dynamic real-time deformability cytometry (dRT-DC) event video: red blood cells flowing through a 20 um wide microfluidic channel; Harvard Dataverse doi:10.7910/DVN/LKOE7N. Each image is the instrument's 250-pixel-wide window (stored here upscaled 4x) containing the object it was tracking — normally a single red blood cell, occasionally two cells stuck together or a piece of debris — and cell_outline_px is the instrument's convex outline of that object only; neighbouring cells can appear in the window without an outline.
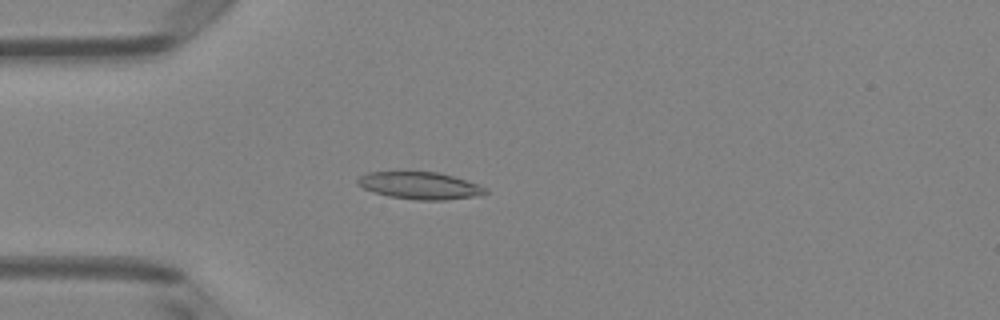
{"species": "Egyptian fruit bat (a non-hibernating species)", "species_latin": "Rousettus aegyptiacus", "temperature_condition": "room temperature", "stored_images_in_passage": 50, "camera_frame_rate_fps": 3000, "um_per_image_px": 0.085, "animal": {"sex": "female"}, "frame": {"image": 1, "passage_image": 14, "time_ms": 4.333, "image_size_px": [1000, 320], "cell_outline_px": [[488, 192], [480, 196], [444, 200], [416, 200], [388, 196], [364, 188], [356, 184], [356, 180], [360, 176], [368, 172], [436, 172], [452, 176], [488, 188]], "centroid_in_image_um": [35.7, 15.78], "position_along_channel_um": 49.3, "area_um2": 20.11}}
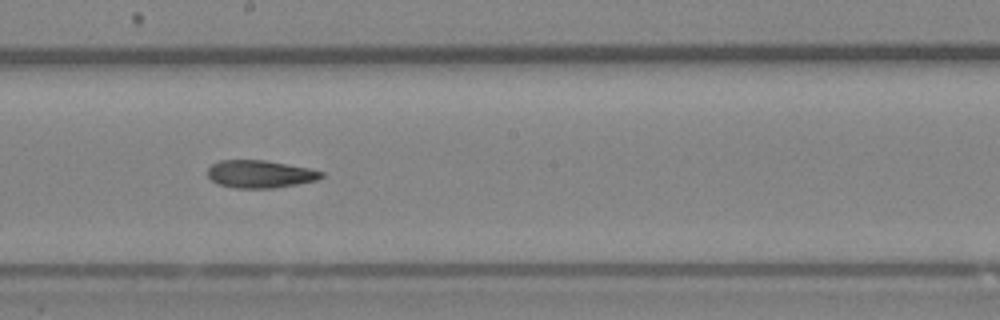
{"frame": {"image": 2, "passage_image": 28, "time_ms": 9.0, "image_size_px": [1000, 320], "cell_outline_px": [[324, 176], [316, 180], [276, 188], [236, 188], [216, 184], [208, 176], [208, 168], [212, 164], [220, 160], [264, 160], [308, 168], [324, 172]], "centroid_in_image_um": [22.08, 14.8], "position_along_channel_um": 226.1, "area_um2": 18.26}}
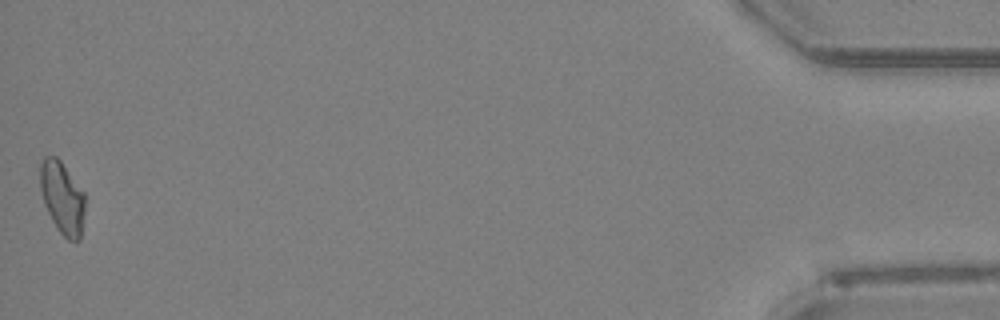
{"frame": {"image": 3, "passage_image": 50, "time_ms": 16.333, "image_size_px": [1000, 320], "cell_outline_px": [[84, 212], [80, 240], [68, 240], [56, 228], [44, 204], [40, 188], [40, 164], [44, 156], [56, 156], [60, 160], [84, 192]], "centroid_in_image_um": [5.28, 16.79], "position_along_channel_um": 429.9, "area_um2": 18.79}}